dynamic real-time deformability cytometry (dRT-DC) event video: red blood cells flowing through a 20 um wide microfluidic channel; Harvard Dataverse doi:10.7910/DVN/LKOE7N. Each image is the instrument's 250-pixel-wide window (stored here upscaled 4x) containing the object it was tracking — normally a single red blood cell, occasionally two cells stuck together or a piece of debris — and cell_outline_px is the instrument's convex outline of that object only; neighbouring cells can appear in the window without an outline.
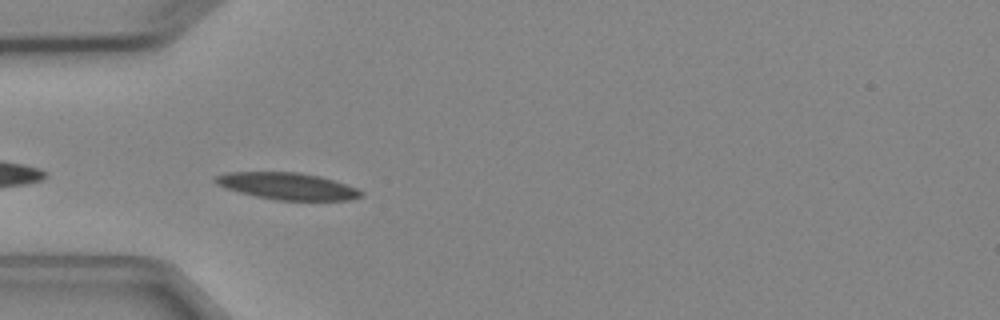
{"species": "Egyptian fruit bat (a non-hibernating species)", "species_latin": "Rousettus aegyptiacus", "temperature_condition": "cold", "stored_images_in_passage": 4, "camera_frame_rate_fps": 3000, "um_per_image_px": 0.085, "animal": {"sex": "female"}, "frame": {"image": 1, "passage_image": 4, "time_ms": 3.333, "image_size_px": [1000, 320], "cell_outline_px": [[364, 192], [360, 196], [348, 200], [276, 200], [256, 196], [240, 192], [216, 184], [212, 180], [212, 176], [224, 172], [296, 172], [320, 176], [356, 188]], "centroid_in_image_um": [24.36, 15.81], "position_along_channel_um": 60.6, "area_um2": 22.66}}